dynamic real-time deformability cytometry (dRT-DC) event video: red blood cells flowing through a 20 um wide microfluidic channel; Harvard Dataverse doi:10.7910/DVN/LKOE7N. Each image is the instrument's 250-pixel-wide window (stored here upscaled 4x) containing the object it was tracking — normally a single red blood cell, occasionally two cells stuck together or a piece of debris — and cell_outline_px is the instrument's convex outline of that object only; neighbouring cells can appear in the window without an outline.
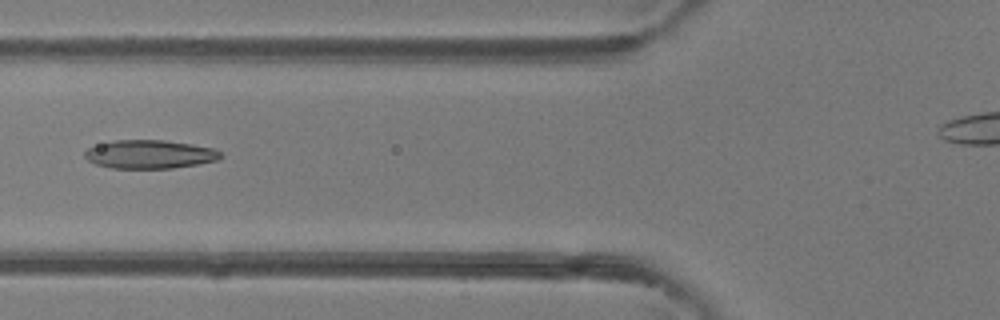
{"species": "common noctule bat (a hibernating species)", "species_latin": "Nyctalus noctula", "temperature_condition": "room temperature", "stored_images_in_passage": 5, "segment_of_instrument_passage": [1, 2], "camera_frame_rate_fps": 3000, "um_per_image_px": 0.085, "animal": {"sex": "female"}, "frame": {"image": 1, "passage_image": 4, "time_ms": 1.0, "image_size_px": [1000, 320], "cell_outline_px": [[224, 156], [216, 160], [196, 164], [172, 168], [112, 168], [96, 164], [88, 160], [84, 156], [84, 152], [88, 148], [112, 140], [164, 140], [192, 144], [212, 148], [220, 152]], "centroid_in_image_um": [12.71, 13.11], "position_along_channel_um": 113.1, "area_um2": 22.43}}